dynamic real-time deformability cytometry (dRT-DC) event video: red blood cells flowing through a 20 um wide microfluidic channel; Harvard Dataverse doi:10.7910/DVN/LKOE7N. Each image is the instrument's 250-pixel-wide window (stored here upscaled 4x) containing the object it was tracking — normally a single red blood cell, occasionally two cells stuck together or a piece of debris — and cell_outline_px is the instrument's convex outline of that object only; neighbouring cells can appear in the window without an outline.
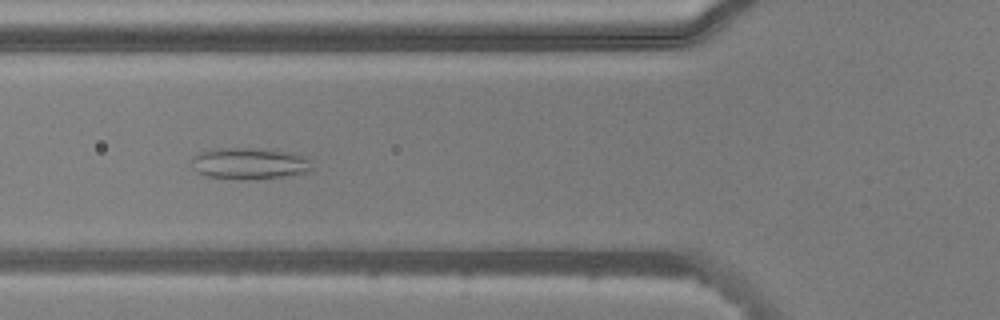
{"species": "common noctule bat (a hibernating species)", "species_latin": "Nyctalus noctula", "temperature_condition": "warm", "stored_images_in_passage": 37, "camera_frame_rate_fps": 3000, "um_per_image_px": 0.085, "animal": {"sex": "male", "body_mass_g": 20.5, "forearm_length_mm": 52.5}, "frame": {"image": 1, "passage_image": 4, "time_ms": 1.0, "image_size_px": [1000, 320], "cell_outline_px": [[312, 168], [308, 172], [284, 176], [240, 180], [208, 176], [200, 172], [192, 160], [192, 156], [208, 148], [252, 148], [288, 152], [312, 160]], "centroid_in_image_um": [21.21, 13.88], "position_along_channel_um": 104.6, "area_um2": 21.79}}
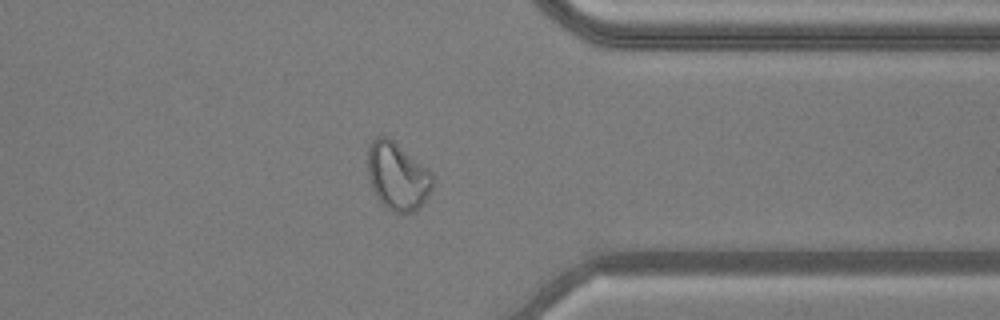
{"frame": {"image": 2, "passage_image": 26, "time_ms": 8.333, "image_size_px": [1000, 320], "cell_outline_px": [[432, 188], [420, 208], [412, 212], [392, 212], [376, 196], [372, 188], [368, 176], [368, 148], [372, 140], [376, 136], [388, 136], [432, 172]], "centroid_in_image_um": [33.77, 14.96], "position_along_channel_um": 377.6, "area_um2": 25.43}}
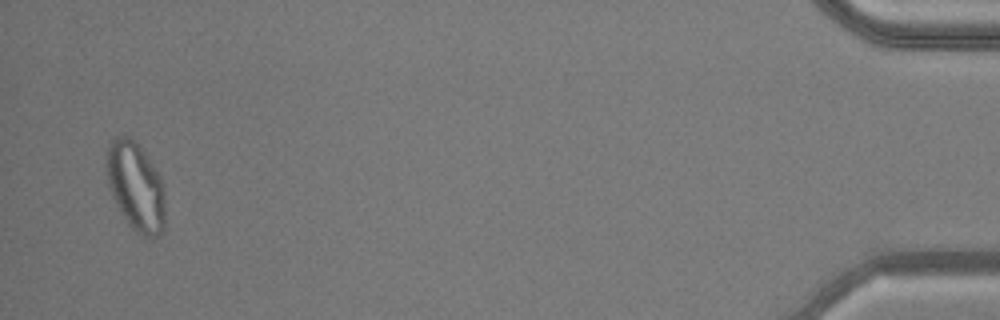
{"frame": {"image": 3, "passage_image": 36, "time_ms": 11.667, "image_size_px": [1000, 320], "cell_outline_px": [[164, 228], [160, 236], [144, 236], [136, 232], [128, 224], [120, 212], [112, 196], [108, 184], [108, 148], [112, 140], [116, 136], [128, 136], [140, 148], [160, 176], [164, 204]], "centroid_in_image_um": [11.53, 15.91], "position_along_channel_um": 423.7, "area_um2": 29.42}, "authors_computed_cell_mechanics": {"area_um2": 21.7906, "velocity_mm_per_s": 3.8312, "shape_relaxation_time_tau1_ms": null, "shape_relaxation_time_tau2_ms": 1.0911, "deformation_change_tau1": null, "deformation_change_tau2": 0.0812}}